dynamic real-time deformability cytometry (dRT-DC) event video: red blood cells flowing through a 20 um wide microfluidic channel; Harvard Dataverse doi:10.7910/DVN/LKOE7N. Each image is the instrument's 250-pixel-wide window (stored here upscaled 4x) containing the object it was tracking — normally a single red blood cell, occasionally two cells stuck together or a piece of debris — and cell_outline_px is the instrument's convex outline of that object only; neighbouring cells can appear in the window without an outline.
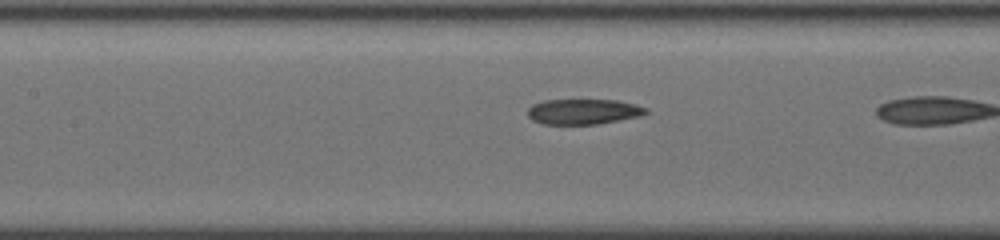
{"species": "common noctule bat (a hibernating species)", "species_latin": "Nyctalus noctula", "temperature_condition": "cold", "stored_images_in_passage": 10, "camera_frame_rate_fps": 3000, "um_per_image_px": 0.085, "animal": {"sex": "female", "body_mass_g": 19.5, "forearm_length_mm": 54.1}, "frame": {"image": 1, "passage_image": 9, "time_ms": 2.667, "image_size_px": [1000, 240], "cell_outline_px": [[648, 112], [640, 116], [596, 124], [544, 124], [532, 120], [528, 116], [528, 108], [532, 104], [544, 100], [616, 100], [648, 108]], "centroid_in_image_um": [49.55, 9.48], "position_along_channel_um": 157.8, "area_um2": 17.34}}